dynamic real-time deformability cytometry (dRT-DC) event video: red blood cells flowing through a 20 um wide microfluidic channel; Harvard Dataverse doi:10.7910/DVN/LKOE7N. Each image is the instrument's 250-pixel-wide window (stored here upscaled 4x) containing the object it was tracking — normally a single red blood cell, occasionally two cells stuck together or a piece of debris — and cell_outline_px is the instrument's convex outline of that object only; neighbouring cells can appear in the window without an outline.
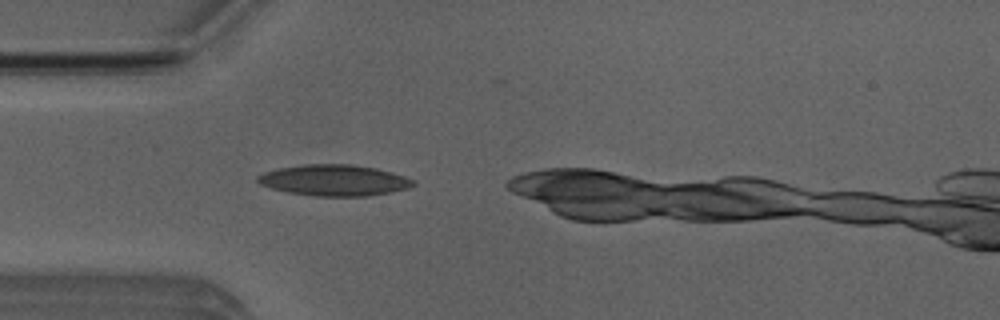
{"species": "Egyptian fruit bat (a non-hibernating species)", "species_latin": "Rousettus aegyptiacus", "temperature_condition": "room temperature", "stored_images_in_passage": 15, "camera_frame_rate_fps": 3000, "um_per_image_px": 0.085, "animal": {"sex": "male"}, "frame": {"image": 1, "passage_image": 1, "time_ms": 0.0, "image_size_px": [1000, 320], "cell_outline_px": [[416, 184], [408, 188], [368, 196], [312, 196], [288, 192], [272, 188], [260, 184], [256, 180], [256, 176], [264, 172], [280, 168], [304, 164], [352, 164], [376, 168], [392, 172], [416, 180]], "centroid_in_image_um": [28.41, 15.32], "position_along_channel_um": 56.6, "area_um2": 28.21}}
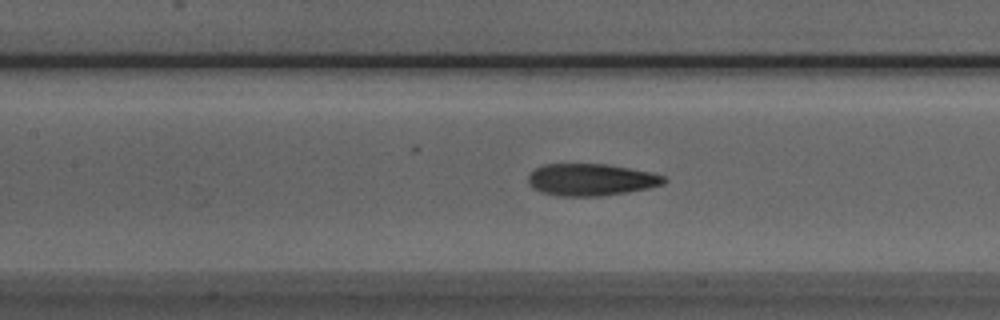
{"frame": {"image": 2, "passage_image": 9, "time_ms": 2.667, "image_size_px": [1000, 320], "cell_outline_px": [[668, 180], [664, 184], [648, 188], [628, 192], [600, 196], [556, 196], [540, 192], [532, 188], [528, 180], [528, 176], [536, 168], [544, 164], [608, 164], [652, 172], [664, 176]], "centroid_in_image_um": [50.25, 15.28], "position_along_channel_um": 157.2, "area_um2": 25.49}}
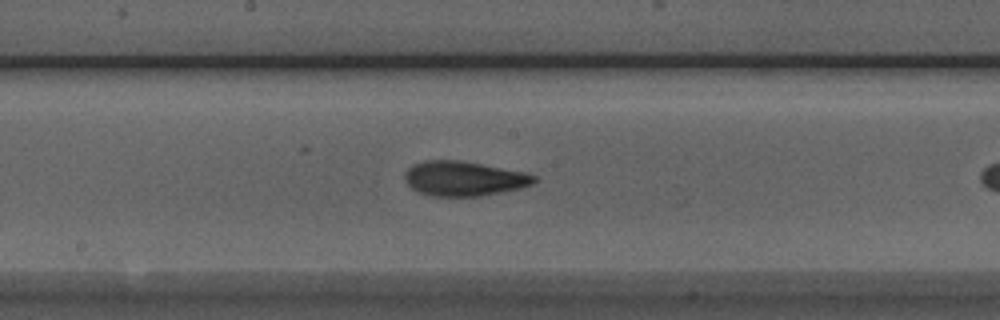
{"frame": {"image": 3, "passage_image": 13, "time_ms": 4.0, "image_size_px": [1000, 320], "cell_outline_px": [[536, 180], [532, 184], [520, 188], [480, 196], [432, 196], [416, 192], [404, 180], [404, 172], [412, 164], [424, 160], [460, 160], [524, 172], [536, 176]], "centroid_in_image_um": [39.37, 15.17], "position_along_channel_um": 208.8, "area_um2": 26.18}}